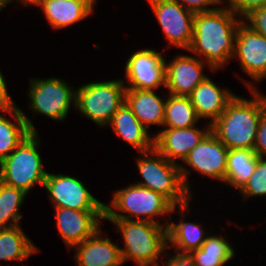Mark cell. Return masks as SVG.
Returning a JSON list of instances; mask_svg holds the SVG:
<instances>
[{
  "instance_id": "cell-37",
  "label": "cell",
  "mask_w": 266,
  "mask_h": 266,
  "mask_svg": "<svg viewBox=\"0 0 266 266\" xmlns=\"http://www.w3.org/2000/svg\"><path fill=\"white\" fill-rule=\"evenodd\" d=\"M12 1H14V0H0V11Z\"/></svg>"
},
{
  "instance_id": "cell-14",
  "label": "cell",
  "mask_w": 266,
  "mask_h": 266,
  "mask_svg": "<svg viewBox=\"0 0 266 266\" xmlns=\"http://www.w3.org/2000/svg\"><path fill=\"white\" fill-rule=\"evenodd\" d=\"M229 149L210 131L183 161L187 167L213 179L225 181Z\"/></svg>"
},
{
  "instance_id": "cell-4",
  "label": "cell",
  "mask_w": 266,
  "mask_h": 266,
  "mask_svg": "<svg viewBox=\"0 0 266 266\" xmlns=\"http://www.w3.org/2000/svg\"><path fill=\"white\" fill-rule=\"evenodd\" d=\"M112 222L124 241L120 247L123 264L128 260L137 266H160V254L167 256V228L153 222L106 219Z\"/></svg>"
},
{
  "instance_id": "cell-38",
  "label": "cell",
  "mask_w": 266,
  "mask_h": 266,
  "mask_svg": "<svg viewBox=\"0 0 266 266\" xmlns=\"http://www.w3.org/2000/svg\"><path fill=\"white\" fill-rule=\"evenodd\" d=\"M220 4H224L225 2H227L228 0H217ZM225 1V2H224Z\"/></svg>"
},
{
  "instance_id": "cell-15",
  "label": "cell",
  "mask_w": 266,
  "mask_h": 266,
  "mask_svg": "<svg viewBox=\"0 0 266 266\" xmlns=\"http://www.w3.org/2000/svg\"><path fill=\"white\" fill-rule=\"evenodd\" d=\"M205 64L200 58L185 54L165 62L168 94L189 96L208 77L203 73Z\"/></svg>"
},
{
  "instance_id": "cell-25",
  "label": "cell",
  "mask_w": 266,
  "mask_h": 266,
  "mask_svg": "<svg viewBox=\"0 0 266 266\" xmlns=\"http://www.w3.org/2000/svg\"><path fill=\"white\" fill-rule=\"evenodd\" d=\"M235 254V249L227 238L221 234H208L201 247L189 255L197 266H224Z\"/></svg>"
},
{
  "instance_id": "cell-10",
  "label": "cell",
  "mask_w": 266,
  "mask_h": 266,
  "mask_svg": "<svg viewBox=\"0 0 266 266\" xmlns=\"http://www.w3.org/2000/svg\"><path fill=\"white\" fill-rule=\"evenodd\" d=\"M171 46L188 50L193 37L192 12L173 0H147Z\"/></svg>"
},
{
  "instance_id": "cell-21",
  "label": "cell",
  "mask_w": 266,
  "mask_h": 266,
  "mask_svg": "<svg viewBox=\"0 0 266 266\" xmlns=\"http://www.w3.org/2000/svg\"><path fill=\"white\" fill-rule=\"evenodd\" d=\"M108 125L112 127L117 136L137 149L139 153L149 151L154 147V136H150L148 130L140 123L126 102L114 114Z\"/></svg>"
},
{
  "instance_id": "cell-26",
  "label": "cell",
  "mask_w": 266,
  "mask_h": 266,
  "mask_svg": "<svg viewBox=\"0 0 266 266\" xmlns=\"http://www.w3.org/2000/svg\"><path fill=\"white\" fill-rule=\"evenodd\" d=\"M258 156L254 150L231 149L227 155V168L224 183L240 190L254 173Z\"/></svg>"
},
{
  "instance_id": "cell-31",
  "label": "cell",
  "mask_w": 266,
  "mask_h": 266,
  "mask_svg": "<svg viewBox=\"0 0 266 266\" xmlns=\"http://www.w3.org/2000/svg\"><path fill=\"white\" fill-rule=\"evenodd\" d=\"M226 3V7L241 18L253 9L266 6V0H228Z\"/></svg>"
},
{
  "instance_id": "cell-9",
  "label": "cell",
  "mask_w": 266,
  "mask_h": 266,
  "mask_svg": "<svg viewBox=\"0 0 266 266\" xmlns=\"http://www.w3.org/2000/svg\"><path fill=\"white\" fill-rule=\"evenodd\" d=\"M53 207L74 210H104V204L96 199L79 179L65 174L47 172L44 185Z\"/></svg>"
},
{
  "instance_id": "cell-22",
  "label": "cell",
  "mask_w": 266,
  "mask_h": 266,
  "mask_svg": "<svg viewBox=\"0 0 266 266\" xmlns=\"http://www.w3.org/2000/svg\"><path fill=\"white\" fill-rule=\"evenodd\" d=\"M189 203L177 207L181 213L178 223L167 222V244H169L167 247H174L175 253L178 254H190L199 249L208 236L198 223L185 221L184 213L187 210L189 212Z\"/></svg>"
},
{
  "instance_id": "cell-35",
  "label": "cell",
  "mask_w": 266,
  "mask_h": 266,
  "mask_svg": "<svg viewBox=\"0 0 266 266\" xmlns=\"http://www.w3.org/2000/svg\"><path fill=\"white\" fill-rule=\"evenodd\" d=\"M6 87V81L0 71V110L8 109L16 105L14 100H12L11 96L8 94V89Z\"/></svg>"
},
{
  "instance_id": "cell-23",
  "label": "cell",
  "mask_w": 266,
  "mask_h": 266,
  "mask_svg": "<svg viewBox=\"0 0 266 266\" xmlns=\"http://www.w3.org/2000/svg\"><path fill=\"white\" fill-rule=\"evenodd\" d=\"M13 115L14 123L0 113V162L6 158L31 132H37L32 120L17 106L0 110Z\"/></svg>"
},
{
  "instance_id": "cell-3",
  "label": "cell",
  "mask_w": 266,
  "mask_h": 266,
  "mask_svg": "<svg viewBox=\"0 0 266 266\" xmlns=\"http://www.w3.org/2000/svg\"><path fill=\"white\" fill-rule=\"evenodd\" d=\"M141 155L136 163L143 181L135 184L163 195L175 207L191 201L190 169L181 163L170 162L154 147Z\"/></svg>"
},
{
  "instance_id": "cell-30",
  "label": "cell",
  "mask_w": 266,
  "mask_h": 266,
  "mask_svg": "<svg viewBox=\"0 0 266 266\" xmlns=\"http://www.w3.org/2000/svg\"><path fill=\"white\" fill-rule=\"evenodd\" d=\"M243 18L246 19L242 21H246L247 26L266 38V6L251 10Z\"/></svg>"
},
{
  "instance_id": "cell-7",
  "label": "cell",
  "mask_w": 266,
  "mask_h": 266,
  "mask_svg": "<svg viewBox=\"0 0 266 266\" xmlns=\"http://www.w3.org/2000/svg\"><path fill=\"white\" fill-rule=\"evenodd\" d=\"M125 82L121 79L90 82L76 89L75 107L100 127H106L125 102Z\"/></svg>"
},
{
  "instance_id": "cell-2",
  "label": "cell",
  "mask_w": 266,
  "mask_h": 266,
  "mask_svg": "<svg viewBox=\"0 0 266 266\" xmlns=\"http://www.w3.org/2000/svg\"><path fill=\"white\" fill-rule=\"evenodd\" d=\"M244 84L253 98L235 95L225 111L211 124V132L229 150H254L261 115L266 109V95L257 91L253 83L245 81Z\"/></svg>"
},
{
  "instance_id": "cell-34",
  "label": "cell",
  "mask_w": 266,
  "mask_h": 266,
  "mask_svg": "<svg viewBox=\"0 0 266 266\" xmlns=\"http://www.w3.org/2000/svg\"><path fill=\"white\" fill-rule=\"evenodd\" d=\"M170 257L166 258L167 260H163L164 266H197L194 260L191 258L189 254H178L174 253V255H170Z\"/></svg>"
},
{
  "instance_id": "cell-28",
  "label": "cell",
  "mask_w": 266,
  "mask_h": 266,
  "mask_svg": "<svg viewBox=\"0 0 266 266\" xmlns=\"http://www.w3.org/2000/svg\"><path fill=\"white\" fill-rule=\"evenodd\" d=\"M27 193L0 181V229L20 225V208Z\"/></svg>"
},
{
  "instance_id": "cell-5",
  "label": "cell",
  "mask_w": 266,
  "mask_h": 266,
  "mask_svg": "<svg viewBox=\"0 0 266 266\" xmlns=\"http://www.w3.org/2000/svg\"><path fill=\"white\" fill-rule=\"evenodd\" d=\"M112 198L111 206L104 204V219L139 220L167 228L168 223H159L155 216L158 218L169 214L171 217V213L177 210V207L163 195L135 183L116 190ZM118 210L127 214H121Z\"/></svg>"
},
{
  "instance_id": "cell-33",
  "label": "cell",
  "mask_w": 266,
  "mask_h": 266,
  "mask_svg": "<svg viewBox=\"0 0 266 266\" xmlns=\"http://www.w3.org/2000/svg\"><path fill=\"white\" fill-rule=\"evenodd\" d=\"M254 151L258 157L266 158V109L261 115Z\"/></svg>"
},
{
  "instance_id": "cell-11",
  "label": "cell",
  "mask_w": 266,
  "mask_h": 266,
  "mask_svg": "<svg viewBox=\"0 0 266 266\" xmlns=\"http://www.w3.org/2000/svg\"><path fill=\"white\" fill-rule=\"evenodd\" d=\"M165 58L154 49H141L129 56L125 65L126 89L155 90L166 87Z\"/></svg>"
},
{
  "instance_id": "cell-6",
  "label": "cell",
  "mask_w": 266,
  "mask_h": 266,
  "mask_svg": "<svg viewBox=\"0 0 266 266\" xmlns=\"http://www.w3.org/2000/svg\"><path fill=\"white\" fill-rule=\"evenodd\" d=\"M39 135L31 132L0 162V181L29 193L35 184L44 185L47 172L38 151Z\"/></svg>"
},
{
  "instance_id": "cell-36",
  "label": "cell",
  "mask_w": 266,
  "mask_h": 266,
  "mask_svg": "<svg viewBox=\"0 0 266 266\" xmlns=\"http://www.w3.org/2000/svg\"><path fill=\"white\" fill-rule=\"evenodd\" d=\"M14 1H15V0H14ZM16 1H17L18 3L21 2V3H23V4L26 6V5H29V4H30V5H31V4L33 5L37 0H16Z\"/></svg>"
},
{
  "instance_id": "cell-24",
  "label": "cell",
  "mask_w": 266,
  "mask_h": 266,
  "mask_svg": "<svg viewBox=\"0 0 266 266\" xmlns=\"http://www.w3.org/2000/svg\"><path fill=\"white\" fill-rule=\"evenodd\" d=\"M38 251V247L27 237L20 225L0 229V260H16L21 264L22 260Z\"/></svg>"
},
{
  "instance_id": "cell-12",
  "label": "cell",
  "mask_w": 266,
  "mask_h": 266,
  "mask_svg": "<svg viewBox=\"0 0 266 266\" xmlns=\"http://www.w3.org/2000/svg\"><path fill=\"white\" fill-rule=\"evenodd\" d=\"M53 208L56 227L69 249L93 236L101 228V220H104V210Z\"/></svg>"
},
{
  "instance_id": "cell-8",
  "label": "cell",
  "mask_w": 266,
  "mask_h": 266,
  "mask_svg": "<svg viewBox=\"0 0 266 266\" xmlns=\"http://www.w3.org/2000/svg\"><path fill=\"white\" fill-rule=\"evenodd\" d=\"M29 85V105L34 113L61 122L75 106L76 90L63 79L31 78Z\"/></svg>"
},
{
  "instance_id": "cell-16",
  "label": "cell",
  "mask_w": 266,
  "mask_h": 266,
  "mask_svg": "<svg viewBox=\"0 0 266 266\" xmlns=\"http://www.w3.org/2000/svg\"><path fill=\"white\" fill-rule=\"evenodd\" d=\"M205 128L199 129L196 125L190 128H163L153 135L154 148L170 162L179 164L178 159L183 162L188 153L211 131V124L208 122Z\"/></svg>"
},
{
  "instance_id": "cell-13",
  "label": "cell",
  "mask_w": 266,
  "mask_h": 266,
  "mask_svg": "<svg viewBox=\"0 0 266 266\" xmlns=\"http://www.w3.org/2000/svg\"><path fill=\"white\" fill-rule=\"evenodd\" d=\"M238 58L241 70L255 82L266 78V38L253 31L244 21L238 25L233 58Z\"/></svg>"
},
{
  "instance_id": "cell-17",
  "label": "cell",
  "mask_w": 266,
  "mask_h": 266,
  "mask_svg": "<svg viewBox=\"0 0 266 266\" xmlns=\"http://www.w3.org/2000/svg\"><path fill=\"white\" fill-rule=\"evenodd\" d=\"M74 259L77 266H120L123 264L120 247L101 228L91 237L75 245Z\"/></svg>"
},
{
  "instance_id": "cell-27",
  "label": "cell",
  "mask_w": 266,
  "mask_h": 266,
  "mask_svg": "<svg viewBox=\"0 0 266 266\" xmlns=\"http://www.w3.org/2000/svg\"><path fill=\"white\" fill-rule=\"evenodd\" d=\"M198 121L200 118L189 96L168 95L165 102L164 128H190Z\"/></svg>"
},
{
  "instance_id": "cell-19",
  "label": "cell",
  "mask_w": 266,
  "mask_h": 266,
  "mask_svg": "<svg viewBox=\"0 0 266 266\" xmlns=\"http://www.w3.org/2000/svg\"><path fill=\"white\" fill-rule=\"evenodd\" d=\"M200 119H209L212 124L227 108L235 93L217 86L209 77L195 87L189 95Z\"/></svg>"
},
{
  "instance_id": "cell-32",
  "label": "cell",
  "mask_w": 266,
  "mask_h": 266,
  "mask_svg": "<svg viewBox=\"0 0 266 266\" xmlns=\"http://www.w3.org/2000/svg\"><path fill=\"white\" fill-rule=\"evenodd\" d=\"M178 2L181 6H183L188 11L192 12L193 14L197 13H206L211 12L217 9L216 7L210 6H217L221 5L217 0H173Z\"/></svg>"
},
{
  "instance_id": "cell-1",
  "label": "cell",
  "mask_w": 266,
  "mask_h": 266,
  "mask_svg": "<svg viewBox=\"0 0 266 266\" xmlns=\"http://www.w3.org/2000/svg\"><path fill=\"white\" fill-rule=\"evenodd\" d=\"M242 20L223 6L195 14L192 42L187 51L200 57L212 71L224 68L233 59L236 32Z\"/></svg>"
},
{
  "instance_id": "cell-20",
  "label": "cell",
  "mask_w": 266,
  "mask_h": 266,
  "mask_svg": "<svg viewBox=\"0 0 266 266\" xmlns=\"http://www.w3.org/2000/svg\"><path fill=\"white\" fill-rule=\"evenodd\" d=\"M125 102L147 130L151 125L163 127L166 99L155 90L125 89Z\"/></svg>"
},
{
  "instance_id": "cell-29",
  "label": "cell",
  "mask_w": 266,
  "mask_h": 266,
  "mask_svg": "<svg viewBox=\"0 0 266 266\" xmlns=\"http://www.w3.org/2000/svg\"><path fill=\"white\" fill-rule=\"evenodd\" d=\"M239 191L244 201L252 196L266 195V158L258 157L254 173Z\"/></svg>"
},
{
  "instance_id": "cell-18",
  "label": "cell",
  "mask_w": 266,
  "mask_h": 266,
  "mask_svg": "<svg viewBox=\"0 0 266 266\" xmlns=\"http://www.w3.org/2000/svg\"><path fill=\"white\" fill-rule=\"evenodd\" d=\"M95 3L96 0H37L33 5L41 7L46 21L56 30L88 18Z\"/></svg>"
}]
</instances>
